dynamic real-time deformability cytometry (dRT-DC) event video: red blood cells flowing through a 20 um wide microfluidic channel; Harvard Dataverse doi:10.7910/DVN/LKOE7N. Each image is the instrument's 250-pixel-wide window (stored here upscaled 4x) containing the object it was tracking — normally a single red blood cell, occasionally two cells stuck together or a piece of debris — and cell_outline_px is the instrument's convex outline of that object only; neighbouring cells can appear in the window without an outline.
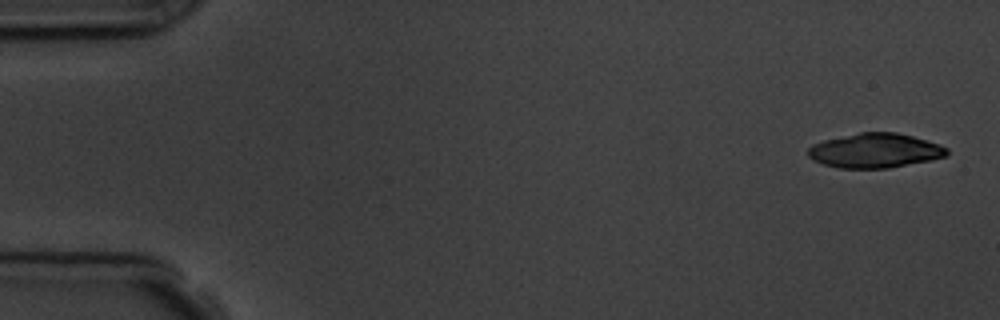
{"species": "common noctule bat (a hibernating species)", "species_latin": "Nyctalus noctula", "temperature_condition": "room temperature", "stored_images_in_passage": 6, "camera_frame_rate_fps": 3000, "um_per_image_px": 0.085, "animal": {"sex": "male", "body_mass_g": 19.5, "forearm_length_mm": 54.6}, "frame": {"image": 1, "passage_image": 1, "time_ms": 0.0, "image_size_px": [1000, 320], "cell_outline_px": [[948, 156], [932, 160], [888, 168], [840, 168], [824, 164], [808, 156], [808, 148], [812, 144], [824, 140], [860, 132], [896, 132], [912, 136], [940, 144], [948, 148]], "centroid_in_image_um": [74.41, 12.8], "position_along_channel_um": 10.6, "area_um2": 27.86}}